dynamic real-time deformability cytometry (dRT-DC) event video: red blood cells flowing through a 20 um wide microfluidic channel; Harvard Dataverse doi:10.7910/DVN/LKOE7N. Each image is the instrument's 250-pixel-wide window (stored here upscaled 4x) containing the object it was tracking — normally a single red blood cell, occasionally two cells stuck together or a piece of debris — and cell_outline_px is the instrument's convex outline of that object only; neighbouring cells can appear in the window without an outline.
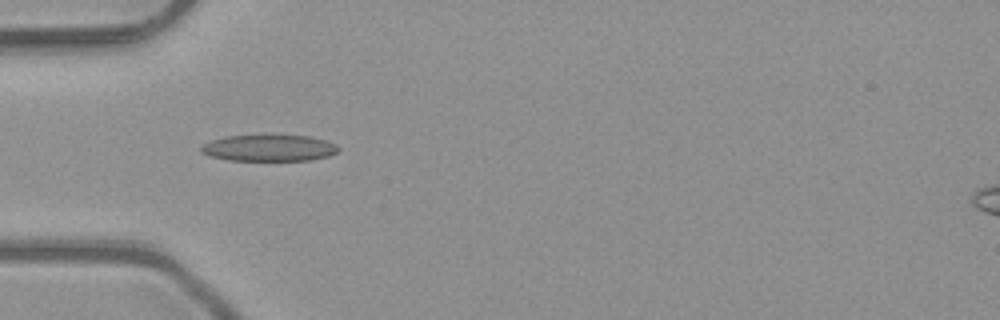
{"species": "common noctule bat (a hibernating species)", "species_latin": "Nyctalus noctula", "temperature_condition": "room temperature", "stored_images_in_passage": 3, "camera_frame_rate_fps": 3000, "um_per_image_px": 0.085, "animal": {"sex": "male", "body_mass_g": 23.1, "forearm_length_mm": 52.7}, "frame": {"image": 1, "passage_image": 1, "time_ms": 0.0, "image_size_px": [1000, 320], "cell_outline_px": [[340, 148], [336, 152], [328, 156], [312, 160], [228, 160], [208, 156], [200, 152], [200, 148], [204, 144], [212, 140], [228, 136], [308, 136], [324, 140], [336, 144]], "centroid_in_image_um": [22.85, 12.59], "position_along_channel_um": 62.1, "area_um2": 20.87}}
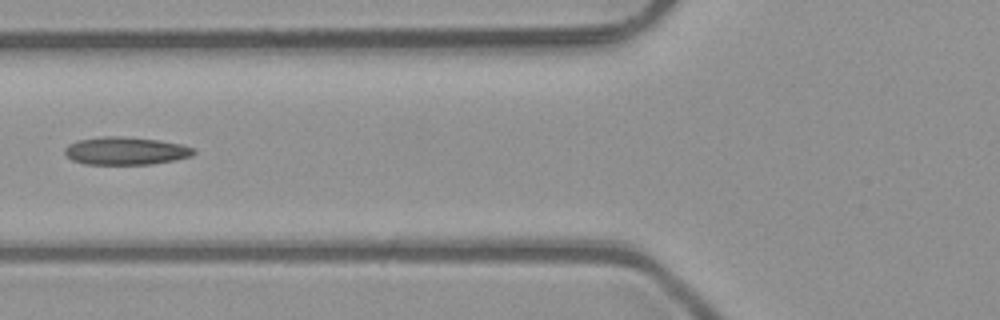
{"frame": {"image": 2, "passage_image": 2, "time_ms": 0.333, "image_size_px": [1000, 320], "cell_outline_px": [[196, 152], [192, 156], [152, 164], [84, 164], [72, 160], [64, 152], [64, 148], [68, 144], [76, 140], [104, 136], [124, 136], [160, 140], [180, 144], [196, 148]], "centroid_in_image_um": [10.68, 12.81], "position_along_channel_um": 115.1, "area_um2": 21.04}}
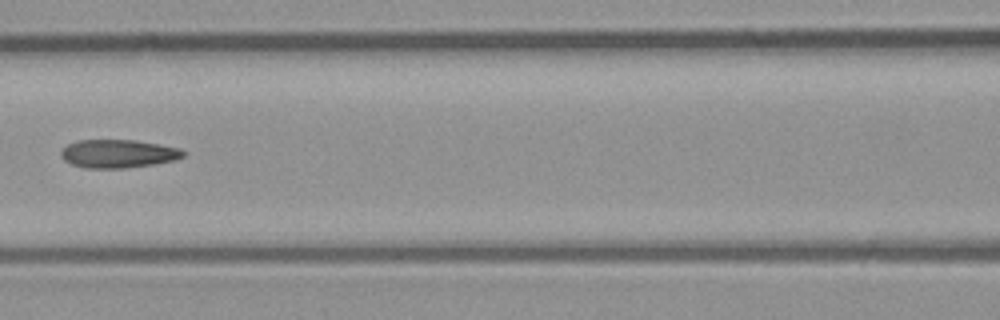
{"frame": {"image": 3, "passage_image": 3, "time_ms": 0.667, "image_size_px": [1000, 320], "cell_outline_px": [[188, 152], [184, 156], [176, 160], [152, 164], [124, 168], [84, 168], [72, 164], [64, 160], [60, 156], [60, 152], [68, 144], [76, 140], [132, 140], [180, 148]], "centroid_in_image_um": [10.04, 13.06], "position_along_channel_um": 156.6, "area_um2": 20.11}}